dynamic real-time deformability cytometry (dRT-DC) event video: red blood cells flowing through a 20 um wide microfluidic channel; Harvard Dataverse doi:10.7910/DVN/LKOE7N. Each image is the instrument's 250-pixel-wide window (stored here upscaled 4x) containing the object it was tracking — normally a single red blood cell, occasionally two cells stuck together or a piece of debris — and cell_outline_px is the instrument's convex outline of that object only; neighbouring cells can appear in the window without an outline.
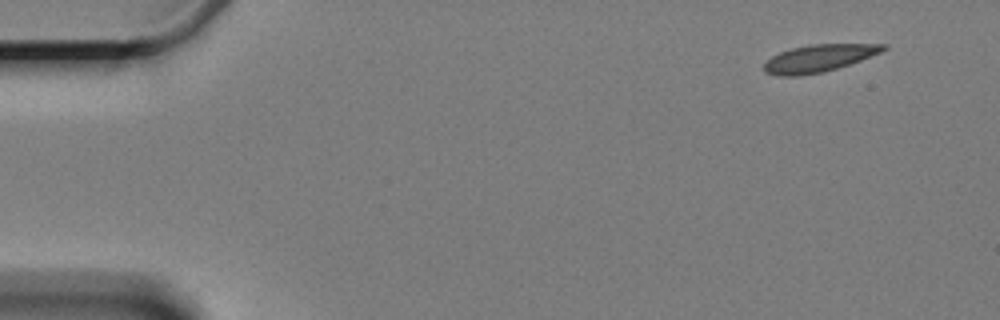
{"species": "Egyptian fruit bat (a non-hibernating species)", "species_latin": "Rousettus aegyptiacus", "temperature_condition": "cold", "stored_images_in_passage": 6, "camera_frame_rate_fps": 3000, "um_per_image_px": 0.085, "animal": {"sex": "female"}, "frame": {"image": 1, "passage_image": 1, "time_ms": 0.0, "image_size_px": [1000, 320], "cell_outline_px": [[888, 48], [880, 52], [860, 60], [824, 72], [800, 76], [776, 76], [764, 72], [764, 64], [772, 56], [780, 52], [792, 48], [808, 44], [888, 44]], "centroid_in_image_um": [69.57, 4.95], "position_along_channel_um": 15.4, "area_um2": 18.9}}
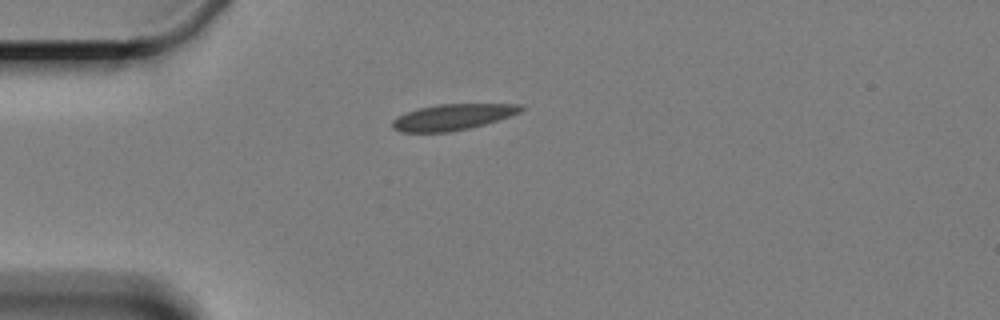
{"frame": {"image": 2, "passage_image": 4, "time_ms": 3.667, "image_size_px": [1000, 320], "cell_outline_px": [[524, 108], [520, 112], [484, 124], [468, 128], [448, 132], [400, 132], [392, 128], [392, 120], [408, 112], [420, 108], [440, 104], [524, 104]], "centroid_in_image_um": [38.47, 9.95], "position_along_channel_um": 46.5, "area_um2": 19.13}}
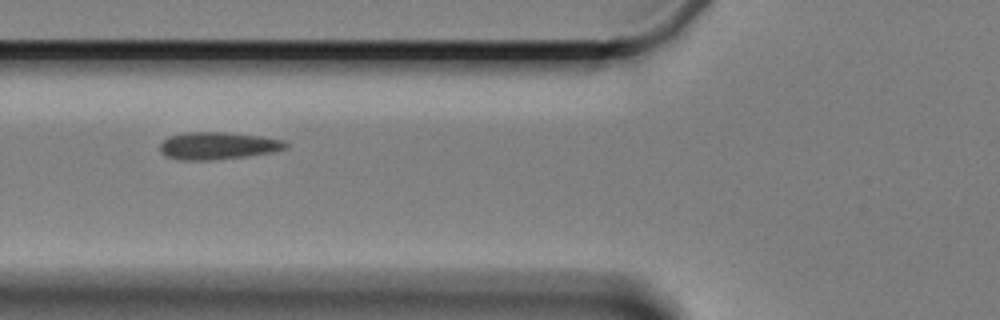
{"frame": {"image": 3, "passage_image": 6, "time_ms": 6.0, "image_size_px": [1000, 320], "cell_outline_px": [[288, 148], [272, 152], [244, 156], [208, 160], [180, 160], [164, 156], [160, 152], [160, 144], [168, 136], [184, 132], [224, 132], [260, 136], [284, 140], [288, 144]], "centroid_in_image_um": [18.48, 12.38], "position_along_channel_um": 107.3, "area_um2": 20.06}}